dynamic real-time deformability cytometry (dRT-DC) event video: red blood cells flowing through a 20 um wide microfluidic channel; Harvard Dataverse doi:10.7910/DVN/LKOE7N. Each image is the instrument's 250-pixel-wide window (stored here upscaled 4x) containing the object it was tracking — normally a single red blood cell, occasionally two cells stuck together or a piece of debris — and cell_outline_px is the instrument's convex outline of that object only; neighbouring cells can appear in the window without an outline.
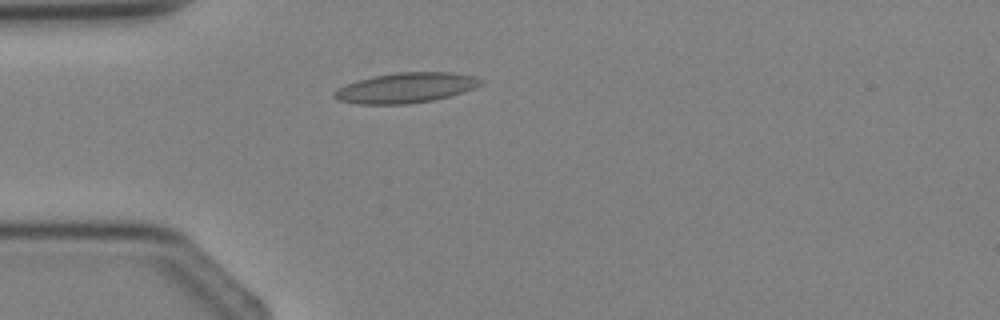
{"species": "Egyptian fruit bat (a non-hibernating species)", "species_latin": "Rousettus aegyptiacus", "temperature_condition": "cold", "stored_images_in_passage": 3, "camera_frame_rate_fps": 3000, "um_per_image_px": 0.085, "animal": {"sex": "female"}, "frame": {"image": 1, "passage_image": 3, "time_ms": 2.0, "image_size_px": [1000, 320], "cell_outline_px": [[484, 84], [448, 96], [432, 100], [408, 104], [360, 104], [336, 100], [332, 96], [332, 92], [356, 80], [372, 76], [400, 72], [452, 72], [472, 76], [484, 80]], "centroid_in_image_um": [34.46, 7.46], "position_along_channel_um": 50.5, "area_um2": 25.61}}